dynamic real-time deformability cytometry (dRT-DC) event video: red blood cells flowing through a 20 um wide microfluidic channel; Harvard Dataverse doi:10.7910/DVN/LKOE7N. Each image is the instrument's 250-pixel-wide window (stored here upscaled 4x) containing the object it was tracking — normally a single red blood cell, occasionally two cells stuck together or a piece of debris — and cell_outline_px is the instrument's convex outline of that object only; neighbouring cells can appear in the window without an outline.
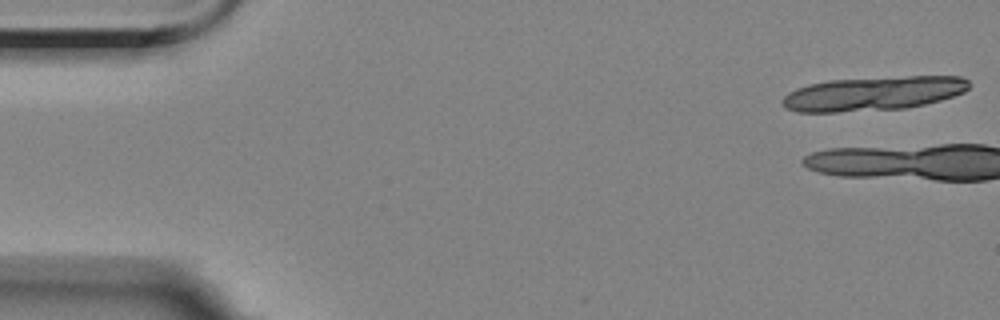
{"species": "Egyptian fruit bat (a non-hibernating species)", "species_latin": "Rousettus aegyptiacus", "temperature_condition": "room temperature", "stored_images_in_passage": 4, "camera_frame_rate_fps": 3000, "um_per_image_px": 0.085, "animal": {"sex": "female"}, "frame": {"image": 1, "passage_image": 1, "time_ms": 0.0, "image_size_px": [1000, 320], "cell_outline_px": [[972, 84], [964, 92], [940, 100], [908, 108], [836, 112], [796, 112], [784, 108], [780, 100], [788, 92], [796, 88], [808, 84], [828, 80], [908, 76], [960, 76], [968, 80]], "centroid_in_image_um": [74.19, 7.95], "position_along_channel_um": 10.8, "area_um2": 37.34}}